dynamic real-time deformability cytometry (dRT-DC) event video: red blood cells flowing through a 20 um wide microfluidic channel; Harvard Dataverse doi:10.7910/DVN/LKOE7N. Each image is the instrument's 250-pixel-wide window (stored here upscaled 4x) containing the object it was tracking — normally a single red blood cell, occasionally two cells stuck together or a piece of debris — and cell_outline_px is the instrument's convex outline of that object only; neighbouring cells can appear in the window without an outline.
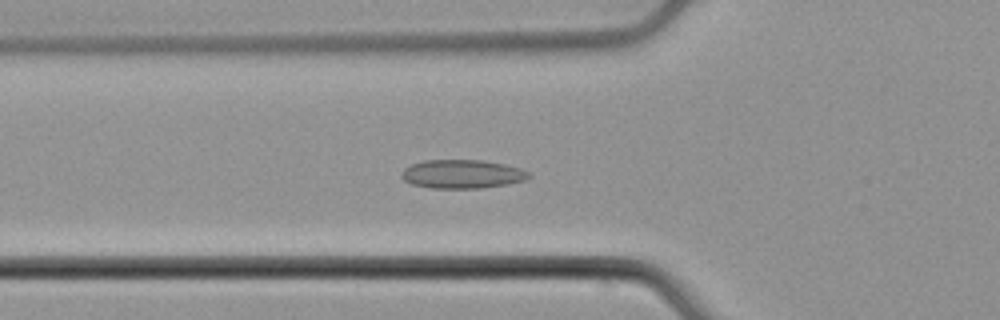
{"species": "common noctule bat (a hibernating species)", "species_latin": "Nyctalus noctula", "temperature_condition": "cold", "stored_images_in_passage": 54, "camera_frame_rate_fps": 3000, "um_per_image_px": 0.085, "animal": {"sex": "male", "body_mass_g": 21.5, "forearm_length_mm": 52.0}, "frame": {"image": 1, "passage_image": 20, "time_ms": 6.333, "image_size_px": [1000, 320], "cell_outline_px": [[532, 176], [524, 180], [508, 184], [480, 188], [432, 188], [412, 184], [404, 180], [400, 176], [404, 168], [412, 164], [424, 160], [480, 160], [504, 164], [520, 168], [528, 172]], "centroid_in_image_um": [39.28, 14.79], "position_along_channel_um": 86.5, "area_um2": 21.21}}
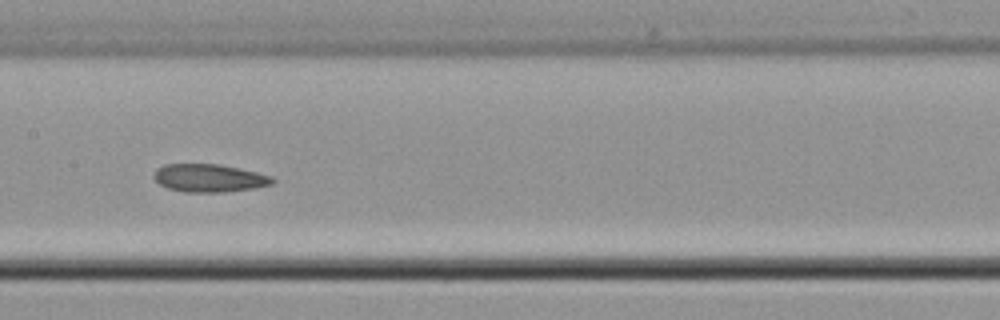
{"frame": {"image": 2, "passage_image": 28, "time_ms": 9.0, "image_size_px": [1000, 320], "cell_outline_px": [[276, 180], [272, 184], [256, 188], [224, 192], [184, 192], [168, 188], [160, 184], [152, 176], [156, 168], [164, 164], [220, 164], [240, 168], [272, 176]], "centroid_in_image_um": [17.79, 15.13], "position_along_channel_um": 189.6, "area_um2": 19.48}}
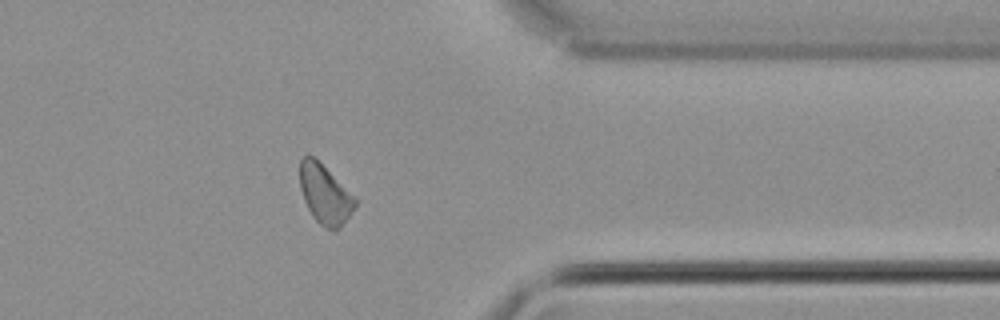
{"frame": {"image": 3, "passage_image": 44, "time_ms": 14.333, "image_size_px": [1000, 320], "cell_outline_px": [[356, 204], [352, 212], [340, 228], [332, 232], [324, 228], [312, 216], [304, 200], [300, 188], [300, 160], [304, 156], [312, 156], [356, 196]], "centroid_in_image_um": [27.63, 16.56], "position_along_channel_um": 383.8, "area_um2": 19.02}}